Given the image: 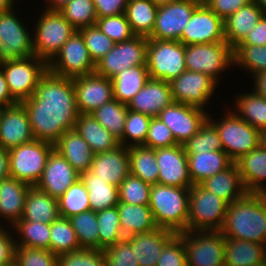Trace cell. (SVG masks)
Returning a JSON list of instances; mask_svg holds the SVG:
<instances>
[{
	"label": "cell",
	"mask_w": 266,
	"mask_h": 266,
	"mask_svg": "<svg viewBox=\"0 0 266 266\" xmlns=\"http://www.w3.org/2000/svg\"><path fill=\"white\" fill-rule=\"evenodd\" d=\"M6 266H16V263L10 264V265H6Z\"/></svg>",
	"instance_id": "b9fcfbb0"
},
{
	"label": "cell",
	"mask_w": 266,
	"mask_h": 266,
	"mask_svg": "<svg viewBox=\"0 0 266 266\" xmlns=\"http://www.w3.org/2000/svg\"><path fill=\"white\" fill-rule=\"evenodd\" d=\"M169 84L173 102L184 103L203 110L218 85L210 76L189 70L182 72Z\"/></svg>",
	"instance_id": "9a60e30c"
},
{
	"label": "cell",
	"mask_w": 266,
	"mask_h": 266,
	"mask_svg": "<svg viewBox=\"0 0 266 266\" xmlns=\"http://www.w3.org/2000/svg\"><path fill=\"white\" fill-rule=\"evenodd\" d=\"M151 186L130 173L118 186L119 202L149 205Z\"/></svg>",
	"instance_id": "816d5d0a"
},
{
	"label": "cell",
	"mask_w": 266,
	"mask_h": 266,
	"mask_svg": "<svg viewBox=\"0 0 266 266\" xmlns=\"http://www.w3.org/2000/svg\"><path fill=\"white\" fill-rule=\"evenodd\" d=\"M146 66L150 79L170 83L186 70L185 45L175 40L148 39Z\"/></svg>",
	"instance_id": "ba28073f"
},
{
	"label": "cell",
	"mask_w": 266,
	"mask_h": 266,
	"mask_svg": "<svg viewBox=\"0 0 266 266\" xmlns=\"http://www.w3.org/2000/svg\"><path fill=\"white\" fill-rule=\"evenodd\" d=\"M117 208L124 238L147 233L158 228L149 205L119 202Z\"/></svg>",
	"instance_id": "1f68e13d"
},
{
	"label": "cell",
	"mask_w": 266,
	"mask_h": 266,
	"mask_svg": "<svg viewBox=\"0 0 266 266\" xmlns=\"http://www.w3.org/2000/svg\"><path fill=\"white\" fill-rule=\"evenodd\" d=\"M127 112V104L113 99L97 108L91 114L108 132L120 140L124 132Z\"/></svg>",
	"instance_id": "b9f144b4"
},
{
	"label": "cell",
	"mask_w": 266,
	"mask_h": 266,
	"mask_svg": "<svg viewBox=\"0 0 266 266\" xmlns=\"http://www.w3.org/2000/svg\"><path fill=\"white\" fill-rule=\"evenodd\" d=\"M0 68L11 96L22 102L34 94L39 80L48 70V63L34 55L2 62Z\"/></svg>",
	"instance_id": "9c48e42d"
},
{
	"label": "cell",
	"mask_w": 266,
	"mask_h": 266,
	"mask_svg": "<svg viewBox=\"0 0 266 266\" xmlns=\"http://www.w3.org/2000/svg\"><path fill=\"white\" fill-rule=\"evenodd\" d=\"M208 114L207 110L172 102L158 117L169 127L177 144L183 145L198 132Z\"/></svg>",
	"instance_id": "ac0fdd59"
},
{
	"label": "cell",
	"mask_w": 266,
	"mask_h": 266,
	"mask_svg": "<svg viewBox=\"0 0 266 266\" xmlns=\"http://www.w3.org/2000/svg\"><path fill=\"white\" fill-rule=\"evenodd\" d=\"M103 252L105 266H139L134 248L126 239L104 249Z\"/></svg>",
	"instance_id": "680465c9"
},
{
	"label": "cell",
	"mask_w": 266,
	"mask_h": 266,
	"mask_svg": "<svg viewBox=\"0 0 266 266\" xmlns=\"http://www.w3.org/2000/svg\"><path fill=\"white\" fill-rule=\"evenodd\" d=\"M81 248L99 250L97 212L92 210L69 218Z\"/></svg>",
	"instance_id": "bcb514c9"
},
{
	"label": "cell",
	"mask_w": 266,
	"mask_h": 266,
	"mask_svg": "<svg viewBox=\"0 0 266 266\" xmlns=\"http://www.w3.org/2000/svg\"><path fill=\"white\" fill-rule=\"evenodd\" d=\"M189 175L193 185L227 169L233 161L224 151L186 153Z\"/></svg>",
	"instance_id": "f546056e"
},
{
	"label": "cell",
	"mask_w": 266,
	"mask_h": 266,
	"mask_svg": "<svg viewBox=\"0 0 266 266\" xmlns=\"http://www.w3.org/2000/svg\"><path fill=\"white\" fill-rule=\"evenodd\" d=\"M95 25L115 43L127 41L136 36L125 13L98 18Z\"/></svg>",
	"instance_id": "f5cc1de1"
},
{
	"label": "cell",
	"mask_w": 266,
	"mask_h": 266,
	"mask_svg": "<svg viewBox=\"0 0 266 266\" xmlns=\"http://www.w3.org/2000/svg\"><path fill=\"white\" fill-rule=\"evenodd\" d=\"M16 15L14 8L0 12V63L35 55L33 35Z\"/></svg>",
	"instance_id": "7c38bea8"
},
{
	"label": "cell",
	"mask_w": 266,
	"mask_h": 266,
	"mask_svg": "<svg viewBox=\"0 0 266 266\" xmlns=\"http://www.w3.org/2000/svg\"><path fill=\"white\" fill-rule=\"evenodd\" d=\"M78 249L81 247L70 220L59 216L51 223L50 251L58 256Z\"/></svg>",
	"instance_id": "f6af8a7d"
},
{
	"label": "cell",
	"mask_w": 266,
	"mask_h": 266,
	"mask_svg": "<svg viewBox=\"0 0 266 266\" xmlns=\"http://www.w3.org/2000/svg\"><path fill=\"white\" fill-rule=\"evenodd\" d=\"M219 231L225 238L251 241L266 247V197L263 193H246L229 204Z\"/></svg>",
	"instance_id": "7a4b0ae2"
},
{
	"label": "cell",
	"mask_w": 266,
	"mask_h": 266,
	"mask_svg": "<svg viewBox=\"0 0 266 266\" xmlns=\"http://www.w3.org/2000/svg\"><path fill=\"white\" fill-rule=\"evenodd\" d=\"M54 146L79 173L90 169L95 153L75 129L64 132Z\"/></svg>",
	"instance_id": "f1b7e54d"
},
{
	"label": "cell",
	"mask_w": 266,
	"mask_h": 266,
	"mask_svg": "<svg viewBox=\"0 0 266 266\" xmlns=\"http://www.w3.org/2000/svg\"><path fill=\"white\" fill-rule=\"evenodd\" d=\"M84 38L90 57L96 64L115 45V42L105 35L96 25L79 30Z\"/></svg>",
	"instance_id": "db71d44e"
},
{
	"label": "cell",
	"mask_w": 266,
	"mask_h": 266,
	"mask_svg": "<svg viewBox=\"0 0 266 266\" xmlns=\"http://www.w3.org/2000/svg\"><path fill=\"white\" fill-rule=\"evenodd\" d=\"M157 266H187L185 246L177 234L164 246Z\"/></svg>",
	"instance_id": "91938a15"
},
{
	"label": "cell",
	"mask_w": 266,
	"mask_h": 266,
	"mask_svg": "<svg viewBox=\"0 0 266 266\" xmlns=\"http://www.w3.org/2000/svg\"><path fill=\"white\" fill-rule=\"evenodd\" d=\"M220 120H207L216 128L222 143L223 151L235 162L242 155L259 147L260 131L240 118L234 111L225 109Z\"/></svg>",
	"instance_id": "277c9868"
},
{
	"label": "cell",
	"mask_w": 266,
	"mask_h": 266,
	"mask_svg": "<svg viewBox=\"0 0 266 266\" xmlns=\"http://www.w3.org/2000/svg\"><path fill=\"white\" fill-rule=\"evenodd\" d=\"M14 0H0V12L13 9Z\"/></svg>",
	"instance_id": "2644e50d"
},
{
	"label": "cell",
	"mask_w": 266,
	"mask_h": 266,
	"mask_svg": "<svg viewBox=\"0 0 266 266\" xmlns=\"http://www.w3.org/2000/svg\"><path fill=\"white\" fill-rule=\"evenodd\" d=\"M28 114L35 139L55 144L60 136L75 127L79 112L72 78L47 70L34 94L21 102Z\"/></svg>",
	"instance_id": "6da1fadb"
},
{
	"label": "cell",
	"mask_w": 266,
	"mask_h": 266,
	"mask_svg": "<svg viewBox=\"0 0 266 266\" xmlns=\"http://www.w3.org/2000/svg\"><path fill=\"white\" fill-rule=\"evenodd\" d=\"M34 139L27 111L21 102L1 108V148L10 150Z\"/></svg>",
	"instance_id": "44dd1931"
},
{
	"label": "cell",
	"mask_w": 266,
	"mask_h": 266,
	"mask_svg": "<svg viewBox=\"0 0 266 266\" xmlns=\"http://www.w3.org/2000/svg\"><path fill=\"white\" fill-rule=\"evenodd\" d=\"M186 153L223 151L216 128L206 120L198 132L183 144Z\"/></svg>",
	"instance_id": "f907efd6"
},
{
	"label": "cell",
	"mask_w": 266,
	"mask_h": 266,
	"mask_svg": "<svg viewBox=\"0 0 266 266\" xmlns=\"http://www.w3.org/2000/svg\"><path fill=\"white\" fill-rule=\"evenodd\" d=\"M172 102L169 82L149 79L130 100L127 108L150 117H158L159 113Z\"/></svg>",
	"instance_id": "cb8c5ba5"
},
{
	"label": "cell",
	"mask_w": 266,
	"mask_h": 266,
	"mask_svg": "<svg viewBox=\"0 0 266 266\" xmlns=\"http://www.w3.org/2000/svg\"><path fill=\"white\" fill-rule=\"evenodd\" d=\"M58 266H105L103 250L81 248L58 255Z\"/></svg>",
	"instance_id": "9f6ffc18"
},
{
	"label": "cell",
	"mask_w": 266,
	"mask_h": 266,
	"mask_svg": "<svg viewBox=\"0 0 266 266\" xmlns=\"http://www.w3.org/2000/svg\"><path fill=\"white\" fill-rule=\"evenodd\" d=\"M30 187L11 176L0 180V217L12 227L23 217L25 198Z\"/></svg>",
	"instance_id": "484cf974"
},
{
	"label": "cell",
	"mask_w": 266,
	"mask_h": 266,
	"mask_svg": "<svg viewBox=\"0 0 266 266\" xmlns=\"http://www.w3.org/2000/svg\"><path fill=\"white\" fill-rule=\"evenodd\" d=\"M199 4V0H176L158 6L155 27L148 39L179 41L183 29Z\"/></svg>",
	"instance_id": "2e32d148"
},
{
	"label": "cell",
	"mask_w": 266,
	"mask_h": 266,
	"mask_svg": "<svg viewBox=\"0 0 266 266\" xmlns=\"http://www.w3.org/2000/svg\"><path fill=\"white\" fill-rule=\"evenodd\" d=\"M59 12L77 31L94 26L98 19L93 0H71Z\"/></svg>",
	"instance_id": "7dc6e473"
},
{
	"label": "cell",
	"mask_w": 266,
	"mask_h": 266,
	"mask_svg": "<svg viewBox=\"0 0 266 266\" xmlns=\"http://www.w3.org/2000/svg\"><path fill=\"white\" fill-rule=\"evenodd\" d=\"M16 266H58V256L43 248L16 247Z\"/></svg>",
	"instance_id": "11a10c76"
},
{
	"label": "cell",
	"mask_w": 266,
	"mask_h": 266,
	"mask_svg": "<svg viewBox=\"0 0 266 266\" xmlns=\"http://www.w3.org/2000/svg\"><path fill=\"white\" fill-rule=\"evenodd\" d=\"M74 129L89 144L95 154L118 147L119 140L106 130L92 114H79Z\"/></svg>",
	"instance_id": "d6a6232c"
},
{
	"label": "cell",
	"mask_w": 266,
	"mask_h": 266,
	"mask_svg": "<svg viewBox=\"0 0 266 266\" xmlns=\"http://www.w3.org/2000/svg\"><path fill=\"white\" fill-rule=\"evenodd\" d=\"M259 146L266 150V129L260 131Z\"/></svg>",
	"instance_id": "8c879c8a"
},
{
	"label": "cell",
	"mask_w": 266,
	"mask_h": 266,
	"mask_svg": "<svg viewBox=\"0 0 266 266\" xmlns=\"http://www.w3.org/2000/svg\"><path fill=\"white\" fill-rule=\"evenodd\" d=\"M12 229L16 230L18 239H21L15 238L16 247L43 248L50 251L51 224L19 220Z\"/></svg>",
	"instance_id": "60d3db41"
},
{
	"label": "cell",
	"mask_w": 266,
	"mask_h": 266,
	"mask_svg": "<svg viewBox=\"0 0 266 266\" xmlns=\"http://www.w3.org/2000/svg\"><path fill=\"white\" fill-rule=\"evenodd\" d=\"M186 70L201 72L217 83L220 73L234 66L233 48L227 42L185 45Z\"/></svg>",
	"instance_id": "30bf717a"
},
{
	"label": "cell",
	"mask_w": 266,
	"mask_h": 266,
	"mask_svg": "<svg viewBox=\"0 0 266 266\" xmlns=\"http://www.w3.org/2000/svg\"><path fill=\"white\" fill-rule=\"evenodd\" d=\"M239 45H266V15L264 14Z\"/></svg>",
	"instance_id": "e7e4bbea"
},
{
	"label": "cell",
	"mask_w": 266,
	"mask_h": 266,
	"mask_svg": "<svg viewBox=\"0 0 266 266\" xmlns=\"http://www.w3.org/2000/svg\"><path fill=\"white\" fill-rule=\"evenodd\" d=\"M79 114H91L113 100L112 80L93 72L72 78Z\"/></svg>",
	"instance_id": "d6986e66"
},
{
	"label": "cell",
	"mask_w": 266,
	"mask_h": 266,
	"mask_svg": "<svg viewBox=\"0 0 266 266\" xmlns=\"http://www.w3.org/2000/svg\"><path fill=\"white\" fill-rule=\"evenodd\" d=\"M229 203L200 184L189 188L187 231H219Z\"/></svg>",
	"instance_id": "5b68a950"
},
{
	"label": "cell",
	"mask_w": 266,
	"mask_h": 266,
	"mask_svg": "<svg viewBox=\"0 0 266 266\" xmlns=\"http://www.w3.org/2000/svg\"><path fill=\"white\" fill-rule=\"evenodd\" d=\"M225 266H227V265H225ZM250 266H266V261L264 263H261V264L250 265Z\"/></svg>",
	"instance_id": "2a66077c"
},
{
	"label": "cell",
	"mask_w": 266,
	"mask_h": 266,
	"mask_svg": "<svg viewBox=\"0 0 266 266\" xmlns=\"http://www.w3.org/2000/svg\"><path fill=\"white\" fill-rule=\"evenodd\" d=\"M179 42L184 45L226 42L224 20L200 3L183 29Z\"/></svg>",
	"instance_id": "e0dca14e"
},
{
	"label": "cell",
	"mask_w": 266,
	"mask_h": 266,
	"mask_svg": "<svg viewBox=\"0 0 266 266\" xmlns=\"http://www.w3.org/2000/svg\"><path fill=\"white\" fill-rule=\"evenodd\" d=\"M151 118L149 115L128 109L124 132L119 144L125 147L144 145Z\"/></svg>",
	"instance_id": "681fc988"
},
{
	"label": "cell",
	"mask_w": 266,
	"mask_h": 266,
	"mask_svg": "<svg viewBox=\"0 0 266 266\" xmlns=\"http://www.w3.org/2000/svg\"><path fill=\"white\" fill-rule=\"evenodd\" d=\"M233 57L234 66L249 71L250 75L266 71V45H238L233 49Z\"/></svg>",
	"instance_id": "c3c4849f"
},
{
	"label": "cell",
	"mask_w": 266,
	"mask_h": 266,
	"mask_svg": "<svg viewBox=\"0 0 266 266\" xmlns=\"http://www.w3.org/2000/svg\"><path fill=\"white\" fill-rule=\"evenodd\" d=\"M149 79L146 65L130 67L119 72L111 79L113 98L120 103L128 104Z\"/></svg>",
	"instance_id": "d590c367"
},
{
	"label": "cell",
	"mask_w": 266,
	"mask_h": 266,
	"mask_svg": "<svg viewBox=\"0 0 266 266\" xmlns=\"http://www.w3.org/2000/svg\"><path fill=\"white\" fill-rule=\"evenodd\" d=\"M78 179L80 173L54 149L35 187L58 199Z\"/></svg>",
	"instance_id": "7402d4cb"
},
{
	"label": "cell",
	"mask_w": 266,
	"mask_h": 266,
	"mask_svg": "<svg viewBox=\"0 0 266 266\" xmlns=\"http://www.w3.org/2000/svg\"><path fill=\"white\" fill-rule=\"evenodd\" d=\"M71 0H46L48 6H45V10L48 11H59ZM49 3V4H48Z\"/></svg>",
	"instance_id": "89a4df30"
},
{
	"label": "cell",
	"mask_w": 266,
	"mask_h": 266,
	"mask_svg": "<svg viewBox=\"0 0 266 266\" xmlns=\"http://www.w3.org/2000/svg\"><path fill=\"white\" fill-rule=\"evenodd\" d=\"M177 235L185 246L187 266H225V237L220 231H184Z\"/></svg>",
	"instance_id": "8fae6325"
},
{
	"label": "cell",
	"mask_w": 266,
	"mask_h": 266,
	"mask_svg": "<svg viewBox=\"0 0 266 266\" xmlns=\"http://www.w3.org/2000/svg\"><path fill=\"white\" fill-rule=\"evenodd\" d=\"M158 6L151 0H128L125 15L136 36L149 37L155 27Z\"/></svg>",
	"instance_id": "74e56055"
},
{
	"label": "cell",
	"mask_w": 266,
	"mask_h": 266,
	"mask_svg": "<svg viewBox=\"0 0 266 266\" xmlns=\"http://www.w3.org/2000/svg\"><path fill=\"white\" fill-rule=\"evenodd\" d=\"M211 0H199L201 4L207 5Z\"/></svg>",
	"instance_id": "11e5206c"
},
{
	"label": "cell",
	"mask_w": 266,
	"mask_h": 266,
	"mask_svg": "<svg viewBox=\"0 0 266 266\" xmlns=\"http://www.w3.org/2000/svg\"><path fill=\"white\" fill-rule=\"evenodd\" d=\"M59 215L64 218H70L79 213L91 210L88 191L78 179L72 184L58 199Z\"/></svg>",
	"instance_id": "7bdbcfd3"
},
{
	"label": "cell",
	"mask_w": 266,
	"mask_h": 266,
	"mask_svg": "<svg viewBox=\"0 0 266 266\" xmlns=\"http://www.w3.org/2000/svg\"><path fill=\"white\" fill-rule=\"evenodd\" d=\"M89 171L118 187L130 174L128 147L119 145L113 150L95 154Z\"/></svg>",
	"instance_id": "603a6c76"
},
{
	"label": "cell",
	"mask_w": 266,
	"mask_h": 266,
	"mask_svg": "<svg viewBox=\"0 0 266 266\" xmlns=\"http://www.w3.org/2000/svg\"><path fill=\"white\" fill-rule=\"evenodd\" d=\"M97 223L99 250H104L125 239L121 230L117 206L97 212Z\"/></svg>",
	"instance_id": "ee69618b"
},
{
	"label": "cell",
	"mask_w": 266,
	"mask_h": 266,
	"mask_svg": "<svg viewBox=\"0 0 266 266\" xmlns=\"http://www.w3.org/2000/svg\"><path fill=\"white\" fill-rule=\"evenodd\" d=\"M235 98L234 112L255 129H266V98L254 91L239 94Z\"/></svg>",
	"instance_id": "ab89813d"
},
{
	"label": "cell",
	"mask_w": 266,
	"mask_h": 266,
	"mask_svg": "<svg viewBox=\"0 0 266 266\" xmlns=\"http://www.w3.org/2000/svg\"><path fill=\"white\" fill-rule=\"evenodd\" d=\"M155 5L160 6V5H165L169 4L171 2H174L176 0H151Z\"/></svg>",
	"instance_id": "34e18365"
},
{
	"label": "cell",
	"mask_w": 266,
	"mask_h": 266,
	"mask_svg": "<svg viewBox=\"0 0 266 266\" xmlns=\"http://www.w3.org/2000/svg\"><path fill=\"white\" fill-rule=\"evenodd\" d=\"M10 176L8 150L0 147V180Z\"/></svg>",
	"instance_id": "a7ac6f4b"
},
{
	"label": "cell",
	"mask_w": 266,
	"mask_h": 266,
	"mask_svg": "<svg viewBox=\"0 0 266 266\" xmlns=\"http://www.w3.org/2000/svg\"><path fill=\"white\" fill-rule=\"evenodd\" d=\"M96 64L90 57L83 36L76 31L48 63L55 75L74 78L95 72Z\"/></svg>",
	"instance_id": "4fadbf2b"
},
{
	"label": "cell",
	"mask_w": 266,
	"mask_h": 266,
	"mask_svg": "<svg viewBox=\"0 0 266 266\" xmlns=\"http://www.w3.org/2000/svg\"><path fill=\"white\" fill-rule=\"evenodd\" d=\"M130 173L151 185L158 183L159 170L155 149L141 146L128 147Z\"/></svg>",
	"instance_id": "f35d334b"
},
{
	"label": "cell",
	"mask_w": 266,
	"mask_h": 266,
	"mask_svg": "<svg viewBox=\"0 0 266 266\" xmlns=\"http://www.w3.org/2000/svg\"><path fill=\"white\" fill-rule=\"evenodd\" d=\"M253 0H211L207 6L220 18L225 20L239 8L251 3Z\"/></svg>",
	"instance_id": "6125c7cd"
},
{
	"label": "cell",
	"mask_w": 266,
	"mask_h": 266,
	"mask_svg": "<svg viewBox=\"0 0 266 266\" xmlns=\"http://www.w3.org/2000/svg\"><path fill=\"white\" fill-rule=\"evenodd\" d=\"M266 15V0H253Z\"/></svg>",
	"instance_id": "753ad0ef"
},
{
	"label": "cell",
	"mask_w": 266,
	"mask_h": 266,
	"mask_svg": "<svg viewBox=\"0 0 266 266\" xmlns=\"http://www.w3.org/2000/svg\"><path fill=\"white\" fill-rule=\"evenodd\" d=\"M149 207L157 227L176 234L187 231L189 188L153 184Z\"/></svg>",
	"instance_id": "3957f363"
},
{
	"label": "cell",
	"mask_w": 266,
	"mask_h": 266,
	"mask_svg": "<svg viewBox=\"0 0 266 266\" xmlns=\"http://www.w3.org/2000/svg\"><path fill=\"white\" fill-rule=\"evenodd\" d=\"M263 15V11L254 1L239 8L224 20L225 41L233 49L237 47Z\"/></svg>",
	"instance_id": "83f0119b"
},
{
	"label": "cell",
	"mask_w": 266,
	"mask_h": 266,
	"mask_svg": "<svg viewBox=\"0 0 266 266\" xmlns=\"http://www.w3.org/2000/svg\"><path fill=\"white\" fill-rule=\"evenodd\" d=\"M97 18L125 13L128 0H93Z\"/></svg>",
	"instance_id": "be15d7a7"
},
{
	"label": "cell",
	"mask_w": 266,
	"mask_h": 266,
	"mask_svg": "<svg viewBox=\"0 0 266 266\" xmlns=\"http://www.w3.org/2000/svg\"><path fill=\"white\" fill-rule=\"evenodd\" d=\"M41 13H43L41 15ZM34 27L35 56L49 63L66 41L77 31L59 11L44 10Z\"/></svg>",
	"instance_id": "8992f818"
},
{
	"label": "cell",
	"mask_w": 266,
	"mask_h": 266,
	"mask_svg": "<svg viewBox=\"0 0 266 266\" xmlns=\"http://www.w3.org/2000/svg\"><path fill=\"white\" fill-rule=\"evenodd\" d=\"M13 236L9 229L2 225L0 228V266L15 263L16 244Z\"/></svg>",
	"instance_id": "94428289"
},
{
	"label": "cell",
	"mask_w": 266,
	"mask_h": 266,
	"mask_svg": "<svg viewBox=\"0 0 266 266\" xmlns=\"http://www.w3.org/2000/svg\"><path fill=\"white\" fill-rule=\"evenodd\" d=\"M176 235L164 228L125 238L134 248L139 266H157L164 246Z\"/></svg>",
	"instance_id": "d4e9b609"
},
{
	"label": "cell",
	"mask_w": 266,
	"mask_h": 266,
	"mask_svg": "<svg viewBox=\"0 0 266 266\" xmlns=\"http://www.w3.org/2000/svg\"><path fill=\"white\" fill-rule=\"evenodd\" d=\"M253 79V91L257 95L266 98V71L253 74Z\"/></svg>",
	"instance_id": "003e7915"
},
{
	"label": "cell",
	"mask_w": 266,
	"mask_h": 266,
	"mask_svg": "<svg viewBox=\"0 0 266 266\" xmlns=\"http://www.w3.org/2000/svg\"><path fill=\"white\" fill-rule=\"evenodd\" d=\"M148 37L134 36L115 43L113 48L96 63L95 72L112 79L119 72L138 65H146Z\"/></svg>",
	"instance_id": "5bb4252c"
},
{
	"label": "cell",
	"mask_w": 266,
	"mask_h": 266,
	"mask_svg": "<svg viewBox=\"0 0 266 266\" xmlns=\"http://www.w3.org/2000/svg\"><path fill=\"white\" fill-rule=\"evenodd\" d=\"M247 193L266 190V150L260 146L235 161ZM265 182V183H264Z\"/></svg>",
	"instance_id": "4316f807"
},
{
	"label": "cell",
	"mask_w": 266,
	"mask_h": 266,
	"mask_svg": "<svg viewBox=\"0 0 266 266\" xmlns=\"http://www.w3.org/2000/svg\"><path fill=\"white\" fill-rule=\"evenodd\" d=\"M159 170L158 183L181 188H190L187 154L183 145L155 149Z\"/></svg>",
	"instance_id": "ffe728a7"
},
{
	"label": "cell",
	"mask_w": 266,
	"mask_h": 266,
	"mask_svg": "<svg viewBox=\"0 0 266 266\" xmlns=\"http://www.w3.org/2000/svg\"><path fill=\"white\" fill-rule=\"evenodd\" d=\"M224 256L227 266L261 264L266 261V247L251 241L225 238Z\"/></svg>",
	"instance_id": "e575fe53"
},
{
	"label": "cell",
	"mask_w": 266,
	"mask_h": 266,
	"mask_svg": "<svg viewBox=\"0 0 266 266\" xmlns=\"http://www.w3.org/2000/svg\"><path fill=\"white\" fill-rule=\"evenodd\" d=\"M200 185L229 204L242 198L247 193L235 162L224 171L205 179Z\"/></svg>",
	"instance_id": "4dcf8cb0"
},
{
	"label": "cell",
	"mask_w": 266,
	"mask_h": 266,
	"mask_svg": "<svg viewBox=\"0 0 266 266\" xmlns=\"http://www.w3.org/2000/svg\"><path fill=\"white\" fill-rule=\"evenodd\" d=\"M80 179L88 191L90 209L92 211L99 212L118 205L117 186L98 178V176L92 174L89 170L80 173Z\"/></svg>",
	"instance_id": "8d00e7d4"
},
{
	"label": "cell",
	"mask_w": 266,
	"mask_h": 266,
	"mask_svg": "<svg viewBox=\"0 0 266 266\" xmlns=\"http://www.w3.org/2000/svg\"><path fill=\"white\" fill-rule=\"evenodd\" d=\"M54 149V144L34 139L8 150L10 176L36 186Z\"/></svg>",
	"instance_id": "52a82bcc"
},
{
	"label": "cell",
	"mask_w": 266,
	"mask_h": 266,
	"mask_svg": "<svg viewBox=\"0 0 266 266\" xmlns=\"http://www.w3.org/2000/svg\"><path fill=\"white\" fill-rule=\"evenodd\" d=\"M58 201L35 186L29 188L20 220L51 224L59 217Z\"/></svg>",
	"instance_id": "836d02e7"
},
{
	"label": "cell",
	"mask_w": 266,
	"mask_h": 266,
	"mask_svg": "<svg viewBox=\"0 0 266 266\" xmlns=\"http://www.w3.org/2000/svg\"><path fill=\"white\" fill-rule=\"evenodd\" d=\"M177 145L171 130L159 117H152L143 146L159 149Z\"/></svg>",
	"instance_id": "6f0895ef"
},
{
	"label": "cell",
	"mask_w": 266,
	"mask_h": 266,
	"mask_svg": "<svg viewBox=\"0 0 266 266\" xmlns=\"http://www.w3.org/2000/svg\"><path fill=\"white\" fill-rule=\"evenodd\" d=\"M15 103H17V101L11 96L8 90L5 75L0 68V108L13 105Z\"/></svg>",
	"instance_id": "03108f58"
}]
</instances>
